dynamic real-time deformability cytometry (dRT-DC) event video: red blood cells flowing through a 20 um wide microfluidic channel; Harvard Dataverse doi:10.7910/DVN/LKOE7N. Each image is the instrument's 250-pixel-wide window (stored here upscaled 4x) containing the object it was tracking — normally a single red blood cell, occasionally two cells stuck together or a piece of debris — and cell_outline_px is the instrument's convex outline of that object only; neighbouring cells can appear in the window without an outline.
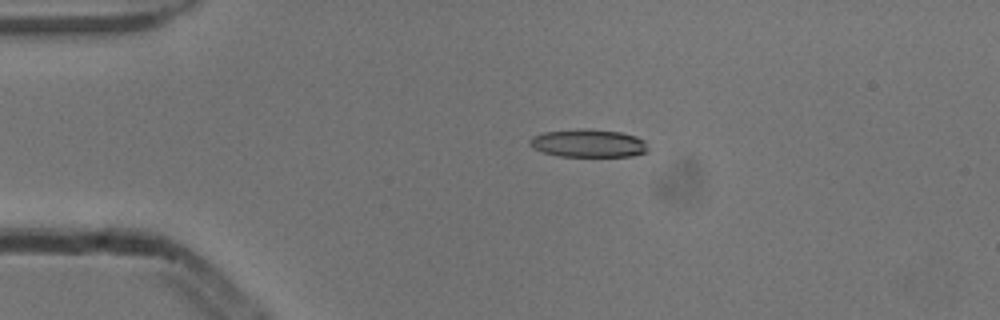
{"species": "common noctule bat (a hibernating species)", "species_latin": "Nyctalus noctula", "temperature_condition": "cold", "stored_images_in_passage": 17, "camera_frame_rate_fps": 3000, "um_per_image_px": 0.085, "animal": {"sex": "male", "body_mass_g": 13.3}, "frame": {"image": 1, "passage_image": 12, "time_ms": 3.667, "image_size_px": [1000, 320], "cell_outline_px": [[648, 152], [632, 156], [560, 156], [544, 152], [532, 148], [528, 144], [528, 140], [532, 136], [544, 132], [584, 128], [620, 132], [636, 136], [644, 140], [648, 148]], "centroid_in_image_um": [50.0, 12.17], "position_along_channel_um": 35.0, "area_um2": 19.36}}